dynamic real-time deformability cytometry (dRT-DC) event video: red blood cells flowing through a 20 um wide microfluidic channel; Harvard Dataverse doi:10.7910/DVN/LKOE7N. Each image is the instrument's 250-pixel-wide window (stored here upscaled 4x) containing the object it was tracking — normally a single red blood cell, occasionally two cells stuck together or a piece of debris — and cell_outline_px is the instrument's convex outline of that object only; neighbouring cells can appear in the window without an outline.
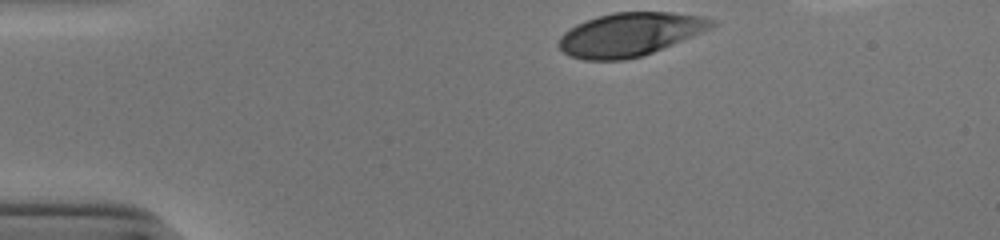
{"species": "human", "species_latin": "Homo sapiens", "temperature_condition": "cold", "stored_images_in_passage": 33, "camera_frame_rate_fps": 3000, "um_per_image_px": 0.085, "donor": {"sex": "male"}, "frame": {"image": 1, "passage_image": 1, "time_ms": 0.0, "image_size_px": [1000, 240], "cell_outline_px": [[716, 24], [712, 28], [644, 56], [624, 60], [584, 60], [568, 56], [556, 44], [560, 36], [564, 32], [576, 24], [600, 16], [616, 12], [668, 12], [700, 16], [716, 20]], "centroid_in_image_um": [53.53, 2.94], "position_along_channel_um": 31.5, "area_um2": 38.67}}
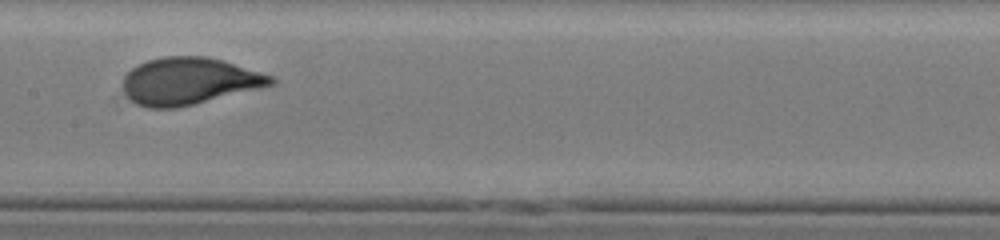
{"frame": {"image": 2, "passage_image": 18, "time_ms": 5.667, "image_size_px": [1000, 240], "cell_outline_px": [[276, 84], [260, 88], [176, 108], [148, 108], [136, 104], [120, 88], [120, 84], [124, 76], [132, 68], [148, 60], [164, 56], [204, 56], [220, 60], [272, 76], [276, 80]], "centroid_in_image_um": [16.01, 6.9], "position_along_channel_um": 191.4, "area_um2": 40.29}}
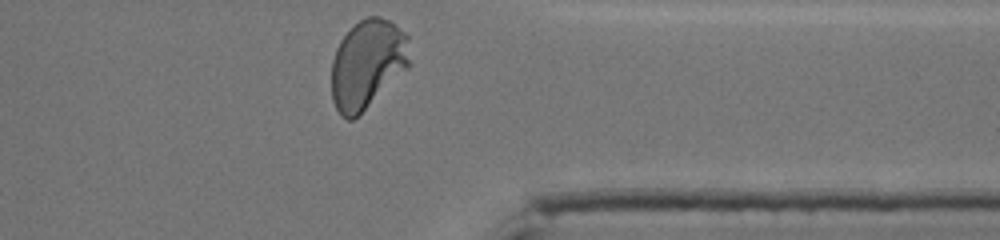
{"frame": {"image": 3, "passage_image": 33, "time_ms": 10.667, "image_size_px": [1000, 240], "cell_outline_px": [[412, 64], [408, 68], [352, 120], [348, 120], [340, 116], [332, 100], [332, 60], [336, 48], [340, 40], [360, 20], [368, 16], [380, 16], [388, 20], [404, 32], [408, 36]], "centroid_in_image_um": [31.24, 5.43], "position_along_channel_um": 380.2, "area_um2": 40.4}, "authors_computed_cell_mechanics": {"area_um2": 39.9976, "velocity_mm_per_s": 3.8939, "shape_relaxation_time_tau1_ms": 3.298, "shape_relaxation_time_tau2_ms": null, "deformation_change_tau1": 0.1797, "deformation_change_tau2": null}}